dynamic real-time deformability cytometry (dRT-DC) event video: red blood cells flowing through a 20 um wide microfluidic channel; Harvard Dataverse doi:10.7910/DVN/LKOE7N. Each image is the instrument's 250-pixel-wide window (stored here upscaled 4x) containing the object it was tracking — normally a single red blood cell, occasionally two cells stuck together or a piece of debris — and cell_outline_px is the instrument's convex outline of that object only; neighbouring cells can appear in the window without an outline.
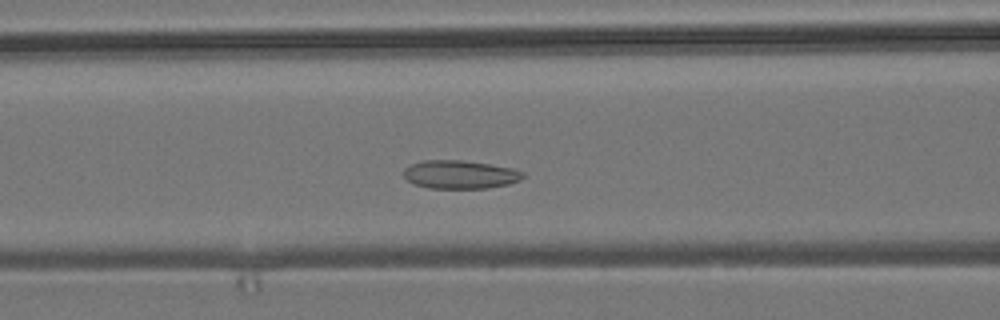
{"species": "common noctule bat (a hibernating species)", "species_latin": "Nyctalus noctula", "temperature_condition": "room temperature", "stored_images_in_passage": 51, "camera_frame_rate_fps": 3000, "um_per_image_px": 0.085, "animal": {"sex": "male", "body_mass_g": 19.2, "forearm_length_mm": 51.8}, "frame": {"image": 1, "passage_image": 18, "time_ms": 5.667, "image_size_px": [1000, 320], "cell_outline_px": [[524, 176], [520, 180], [508, 184], [488, 188], [428, 188], [416, 184], [408, 180], [404, 176], [404, 168], [412, 164], [424, 160], [460, 160], [488, 164], [512, 168], [524, 172]], "centroid_in_image_um": [39.11, 14.83], "position_along_channel_um": 127.5, "area_um2": 19.54}}
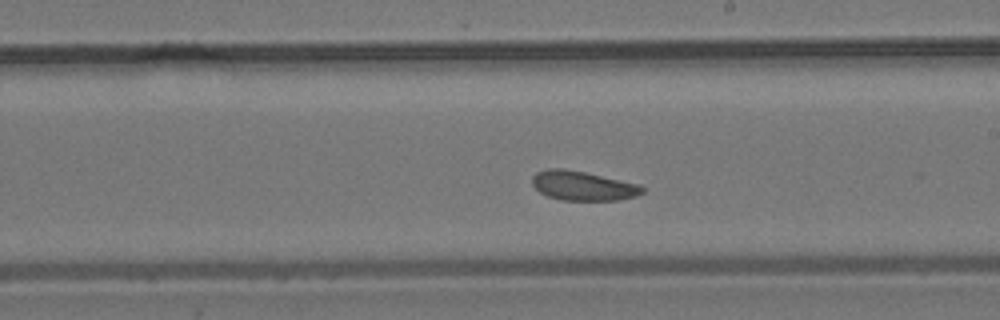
{"frame": {"image": 2, "passage_image": 27, "time_ms": 8.667, "image_size_px": [1000, 320], "cell_outline_px": [[644, 192], [636, 196], [616, 200], [560, 200], [548, 196], [540, 192], [532, 184], [532, 176], [536, 172], [548, 168], [564, 168], [584, 172], [636, 184], [644, 188]], "centroid_in_image_um": [49.49, 15.79], "position_along_channel_um": 239.5, "area_um2": 18.61}}
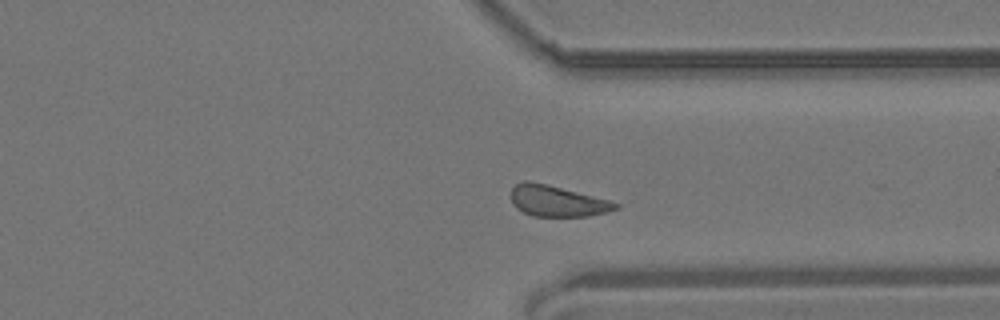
{"frame": {"image": 3, "passage_image": 37, "time_ms": 12.0, "image_size_px": [1000, 320], "cell_outline_px": [[620, 208], [608, 212], [588, 216], [532, 216], [516, 208], [512, 204], [512, 188], [516, 184], [524, 180], [528, 180], [608, 200], [620, 204]], "centroid_in_image_um": [47.35, 17.1], "position_along_channel_um": 364.0, "area_um2": 18.55}, "authors_computed_cell_mechanics": {"area_um2": 19.2474, "velocity_mm_per_s": 3.7366, "shape_relaxation_time_tau1_ms": 3.0854, "shape_relaxation_time_tau2_ms": 2.3739, "deformation_change_tau1": 0.0798, "deformation_change_tau2": 0.084}}